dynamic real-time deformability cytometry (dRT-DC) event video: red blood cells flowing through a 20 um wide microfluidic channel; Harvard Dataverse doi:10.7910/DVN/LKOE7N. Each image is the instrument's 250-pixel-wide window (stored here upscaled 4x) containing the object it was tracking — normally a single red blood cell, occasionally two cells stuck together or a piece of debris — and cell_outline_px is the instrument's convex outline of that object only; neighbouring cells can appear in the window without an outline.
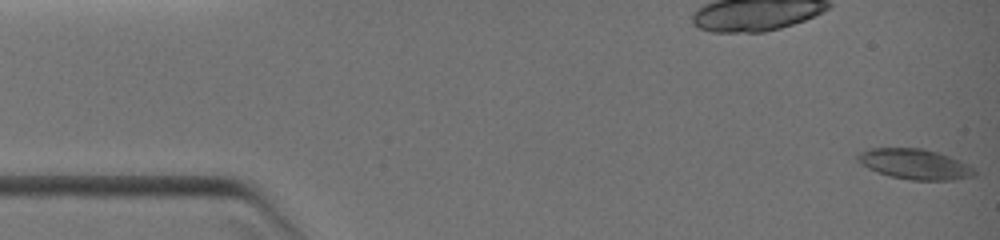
{"species": "common noctule bat (a hibernating species)", "species_latin": "Nyctalus noctula", "temperature_condition": "warm", "stored_images_in_passage": 9, "camera_frame_rate_fps": 3000, "um_per_image_px": 0.085, "animal": {"sex": "female", "body_mass_g": 19.0, "forearm_length_mm": 51.5}, "frame": {"image": 1, "passage_image": 1, "time_ms": 0.0, "image_size_px": [1000, 240], "cell_outline_px": [[976, 176], [952, 180], [912, 180], [888, 176], [876, 172], [868, 168], [856, 160], [856, 156], [860, 152], [872, 148], [924, 148], [948, 156], [968, 164], [976, 172]], "centroid_in_image_um": [77.74, 13.96], "position_along_channel_um": 7.3, "area_um2": 20.63}}
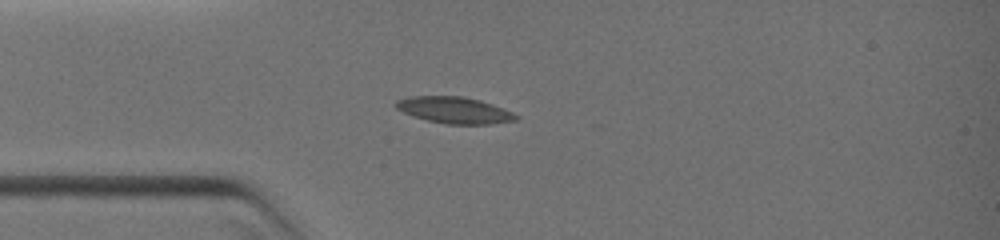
{"frame": {"image": 2, "passage_image": 7, "time_ms": 3.333, "image_size_px": [1000, 240], "cell_outline_px": [[520, 116], [516, 120], [488, 124], [444, 124], [428, 120], [404, 112], [396, 108], [396, 100], [412, 96], [464, 96], [480, 100], [504, 108]], "centroid_in_image_um": [38.66, 9.35], "position_along_channel_um": 46.3, "area_um2": 18.38}}
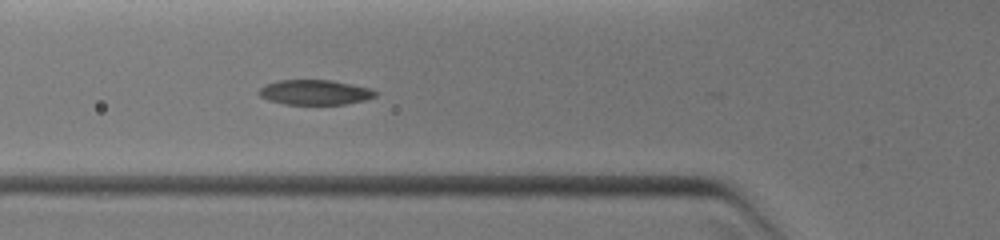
{"frame": {"image": 3, "passage_image": 9, "time_ms": 4.667, "image_size_px": [1000, 240], "cell_outline_px": [[376, 96], [364, 100], [344, 104], [284, 104], [268, 100], [260, 96], [256, 92], [264, 84], [276, 80], [332, 80], [372, 88], [376, 92]], "centroid_in_image_um": [26.72, 7.83], "position_along_channel_um": 99.1, "area_um2": 17.05}}